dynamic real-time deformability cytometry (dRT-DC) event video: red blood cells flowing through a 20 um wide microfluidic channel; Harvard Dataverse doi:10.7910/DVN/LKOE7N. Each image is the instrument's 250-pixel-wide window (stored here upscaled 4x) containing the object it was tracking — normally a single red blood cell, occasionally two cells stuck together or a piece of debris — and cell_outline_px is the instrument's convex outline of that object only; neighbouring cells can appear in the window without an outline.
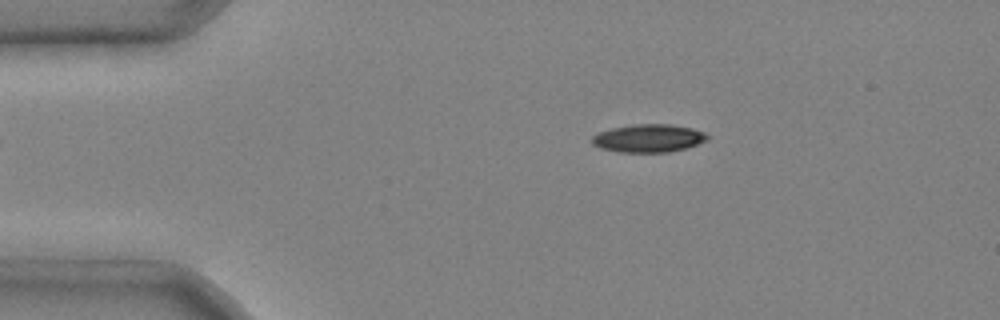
{"species": "common noctule bat (a hibernating species)", "species_latin": "Nyctalus noctula", "temperature_condition": "cold", "stored_images_in_passage": 4, "camera_frame_rate_fps": 3000, "um_per_image_px": 0.085, "animal": {"sex": "male", "body_mass_g": 20.4}, "frame": {"image": 1, "passage_image": 2, "time_ms": 0.333, "image_size_px": [1000, 320], "cell_outline_px": [[708, 140], [684, 148], [668, 152], [616, 152], [600, 148], [592, 144], [592, 136], [600, 132], [612, 128], [636, 124], [668, 124], [692, 128], [704, 132], [708, 136]], "centroid_in_image_um": [55.1, 11.75], "position_along_channel_um": 29.9, "area_um2": 18.67}}
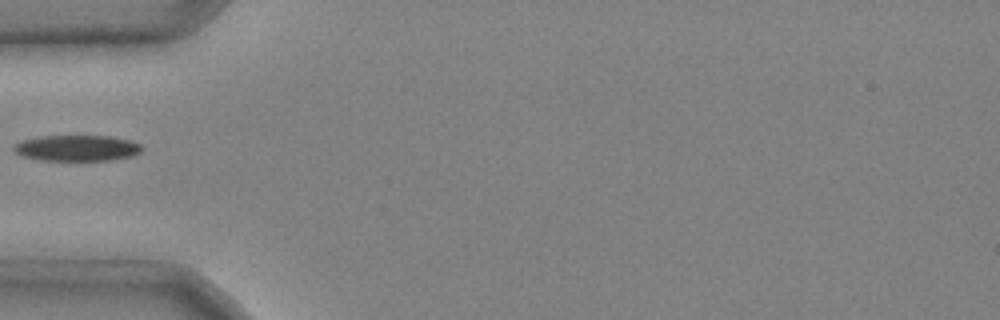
{"frame": {"image": 2, "passage_image": 4, "time_ms": 1.0, "image_size_px": [1000, 320], "cell_outline_px": [[144, 148], [140, 152], [132, 156], [108, 160], [40, 160], [24, 156], [16, 152], [12, 148], [16, 144], [24, 140], [40, 136], [112, 136], [132, 140], [140, 144]], "centroid_in_image_um": [6.6, 12.58], "position_along_channel_um": 78.4, "area_um2": 19.25}}